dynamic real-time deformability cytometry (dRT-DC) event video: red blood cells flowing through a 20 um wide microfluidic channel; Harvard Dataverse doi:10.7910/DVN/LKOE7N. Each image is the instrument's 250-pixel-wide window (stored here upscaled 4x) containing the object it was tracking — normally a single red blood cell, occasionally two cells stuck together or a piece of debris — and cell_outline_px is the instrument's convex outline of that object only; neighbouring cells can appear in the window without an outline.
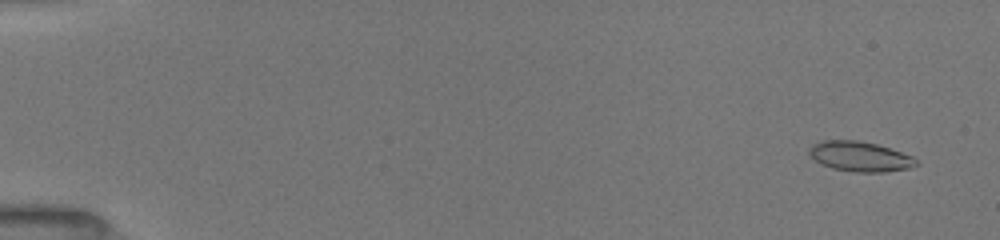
{"species": "common noctule bat (a hibernating species)", "species_latin": "Nyctalus noctula", "temperature_condition": "room temperature", "stored_images_in_passage": 52, "camera_frame_rate_fps": 3000, "um_per_image_px": 0.085, "animal": {"sex": "female", "body_mass_g": 19.5, "forearm_length_mm": 54.1}, "frame": {"image": 1, "passage_image": 3, "time_ms": 0.667, "image_size_px": [1000, 240], "cell_outline_px": [[920, 164], [908, 168], [884, 172], [856, 172], [832, 168], [816, 160], [808, 152], [812, 144], [824, 140], [856, 140], [876, 144], [912, 156]], "centroid_in_image_um": [73.11, 13.3], "position_along_channel_um": 11.9, "area_um2": 18.38}}
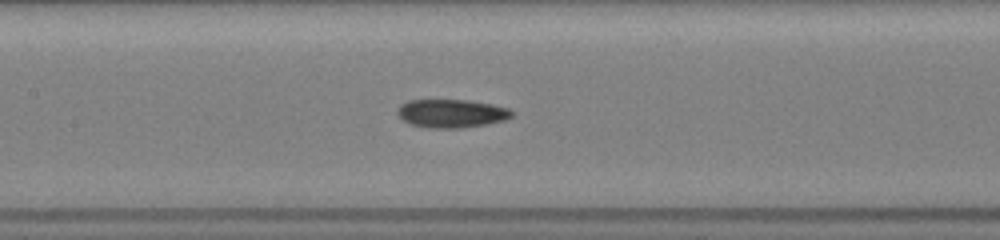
{"frame": {"image": 2, "passage_image": 26, "time_ms": 8.333, "image_size_px": [1000, 240], "cell_outline_px": [[512, 116], [504, 120], [484, 124], [460, 128], [424, 128], [412, 124], [404, 120], [396, 112], [400, 104], [408, 100], [464, 100], [488, 104], [508, 108], [512, 112]], "centroid_in_image_um": [38.32, 9.64], "position_along_channel_um": 169.1, "area_um2": 18.61}}
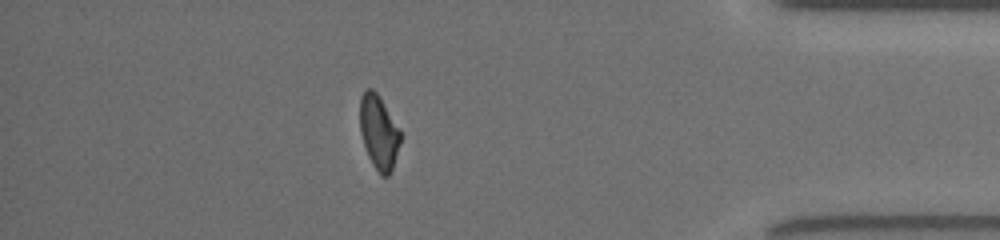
{"frame": {"image": 3, "passage_image": 46, "time_ms": 15.0, "image_size_px": [1000, 240], "cell_outline_px": [[400, 144], [392, 168], [388, 176], [380, 176], [372, 164], [368, 156], [360, 132], [360, 96], [368, 88], [372, 88], [380, 96], [400, 132]], "centroid_in_image_um": [32.18, 11.24], "position_along_channel_um": 403.0, "area_um2": 17.28}, "authors_computed_cell_mechanics": {"area_um2": 18.3226, "velocity_mm_per_s": 4.0212, "shape_relaxation_time_tau1_ms": null, "shape_relaxation_time_tau2_ms": 2.5661, "deformation_change_tau1": null, "deformation_change_tau2": 0.0848}}